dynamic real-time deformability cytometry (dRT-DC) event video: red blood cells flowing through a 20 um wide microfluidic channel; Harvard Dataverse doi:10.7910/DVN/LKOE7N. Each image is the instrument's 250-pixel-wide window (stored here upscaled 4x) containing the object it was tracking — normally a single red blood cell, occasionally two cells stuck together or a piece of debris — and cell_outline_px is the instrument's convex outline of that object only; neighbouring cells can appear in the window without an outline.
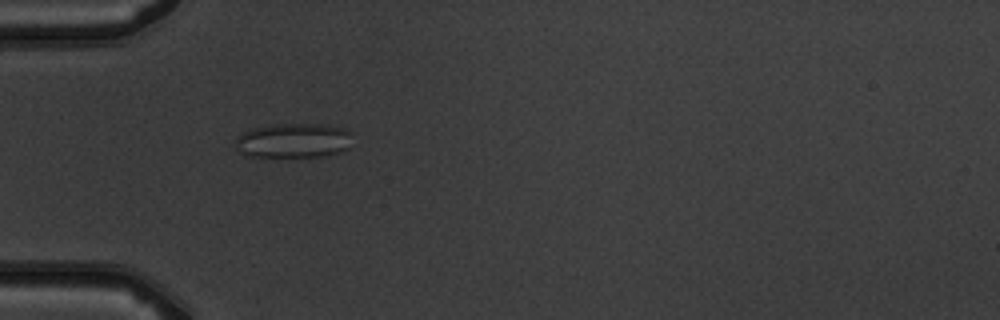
{"species": "common noctule bat (a hibernating species)", "species_latin": "Nyctalus noctula", "temperature_condition": "warm", "stored_images_in_passage": 5, "camera_frame_rate_fps": 3000, "um_per_image_px": 0.085, "animal": {"sex": "male", "body_mass_g": 19.5, "forearm_length_mm": 54.6}, "frame": {"image": 1, "passage_image": 4, "time_ms": 3.667, "image_size_px": [1000, 320], "cell_outline_px": [[352, 132], [348, 148], [328, 156], [248, 156], [240, 152], [236, 148], [236, 136], [252, 128], [276, 124], [320, 124], [344, 128]], "centroid_in_image_um": [24.95, 11.94], "position_along_channel_um": 60.1, "area_um2": 23.52}}
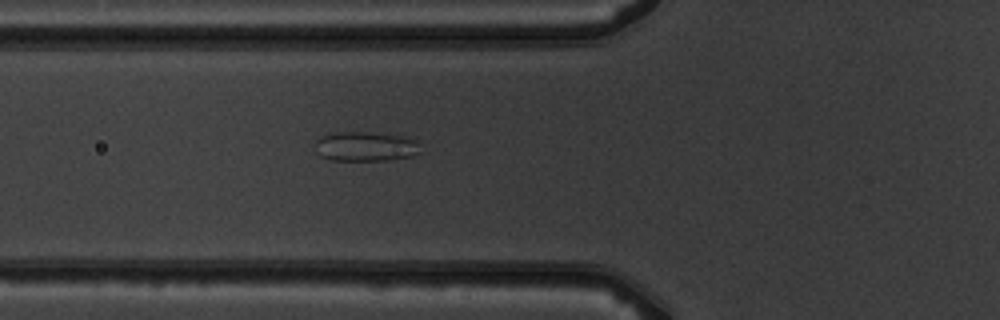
{"frame": {"image": 2, "passage_image": 5, "time_ms": 4.667, "image_size_px": [1000, 320], "cell_outline_px": [[420, 152], [412, 156], [388, 160], [332, 160], [320, 156], [312, 148], [312, 144], [320, 136], [336, 132], [368, 132], [400, 136], [416, 140]], "centroid_in_image_um": [30.98, 12.45], "position_along_channel_um": 94.8, "area_um2": 18.26}}